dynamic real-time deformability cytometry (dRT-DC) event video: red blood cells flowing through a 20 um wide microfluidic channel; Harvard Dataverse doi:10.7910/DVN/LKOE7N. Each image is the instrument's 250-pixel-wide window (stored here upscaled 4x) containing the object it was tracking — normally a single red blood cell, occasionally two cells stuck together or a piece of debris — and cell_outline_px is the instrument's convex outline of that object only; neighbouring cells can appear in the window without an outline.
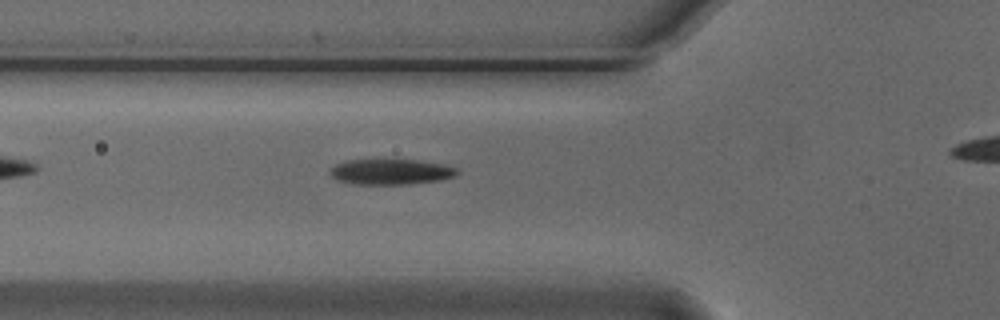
{"species": "Egyptian fruit bat (a non-hibernating species)", "species_latin": "Rousettus aegyptiacus", "temperature_condition": "cold", "stored_images_in_passage": 30, "camera_frame_rate_fps": 3000, "um_per_image_px": 0.085, "animal": {"sex": "male"}, "frame": {"image": 1, "passage_image": 3, "time_ms": 0.667, "image_size_px": [1000, 320], "cell_outline_px": [[460, 172], [456, 176], [440, 180], [408, 184], [352, 184], [336, 180], [328, 172], [336, 164], [348, 160], [420, 160], [448, 164], [456, 168]], "centroid_in_image_um": [33.27, 14.6], "position_along_channel_um": 92.5, "area_um2": 19.07}}
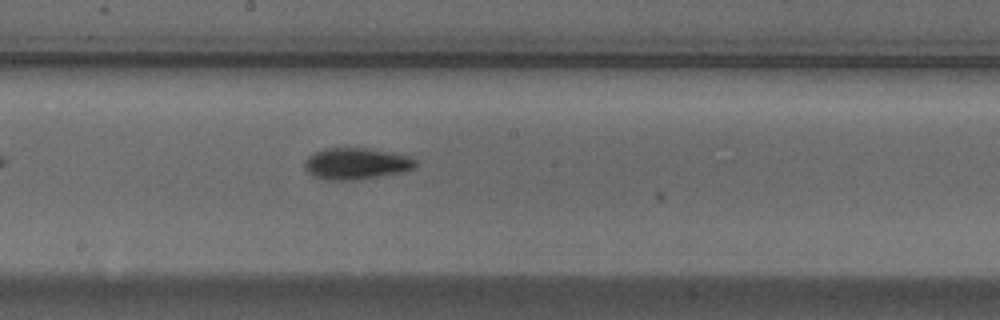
{"frame": {"image": 2, "passage_image": 13, "time_ms": 4.0, "image_size_px": [1000, 320], "cell_outline_px": [[416, 168], [400, 172], [356, 180], [328, 180], [316, 176], [308, 172], [304, 168], [304, 160], [308, 156], [324, 148], [368, 148], [412, 156], [416, 160]], "centroid_in_image_um": [30.29, 13.9], "position_along_channel_um": 217.9, "area_um2": 20.35}}
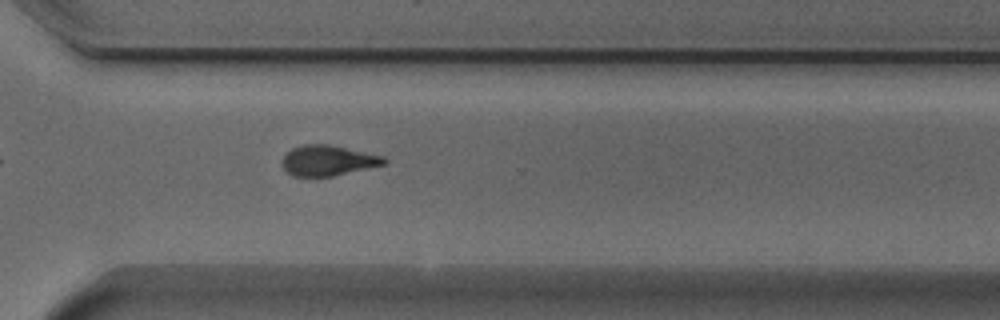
{"frame": {"image": 3, "passage_image": 23, "time_ms": 7.333, "image_size_px": [1000, 320], "cell_outline_px": [[388, 164], [332, 176], [292, 176], [284, 168], [284, 156], [292, 148], [304, 144], [328, 144], [384, 156], [388, 160]], "centroid_in_image_um": [27.94, 13.64], "position_along_channel_um": 342.7, "area_um2": 17.92}, "authors_computed_cell_mechanics": {"area_um2": 19.2185, "velocity_mm_per_s": 3.7548, "shape_relaxation_time_tau1_ms": 1.9872, "shape_relaxation_time_tau2_ms": 5.5123, "deformation_change_tau1": 0.1238, "deformation_change_tau2": 0.1284}}